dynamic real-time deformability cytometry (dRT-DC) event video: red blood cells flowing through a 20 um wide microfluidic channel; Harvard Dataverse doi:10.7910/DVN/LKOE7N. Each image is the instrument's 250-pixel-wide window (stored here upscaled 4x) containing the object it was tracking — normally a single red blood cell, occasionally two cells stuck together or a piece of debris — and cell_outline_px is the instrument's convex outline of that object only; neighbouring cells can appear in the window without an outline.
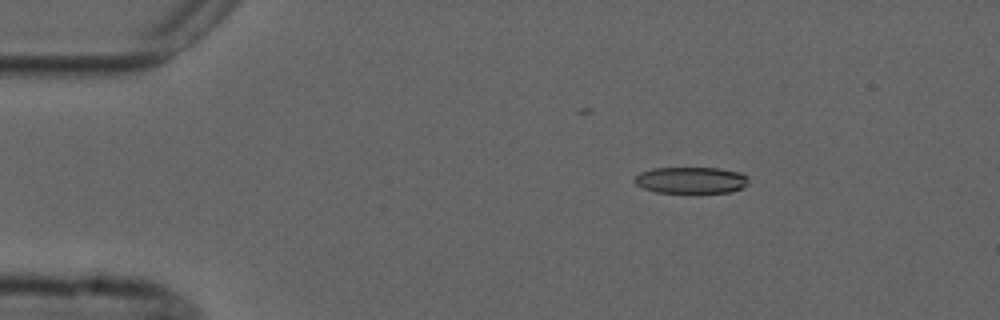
{"species": "common noctule bat (a hibernating species)", "species_latin": "Nyctalus noctula", "temperature_condition": "cold", "stored_images_in_passage": 4, "camera_frame_rate_fps": 3000, "um_per_image_px": 0.085, "animal": {"sex": "male", "forearm_length_mm": 52.5}, "frame": {"image": 1, "passage_image": 2, "time_ms": 1.0, "image_size_px": [1000, 320], "cell_outline_px": [[748, 184], [732, 192], [696, 196], [656, 192], [644, 188], [636, 184], [632, 180], [640, 172], [652, 168], [720, 168], [740, 172], [748, 176]], "centroid_in_image_um": [58.76, 15.37], "position_along_channel_um": 26.2, "area_um2": 18.67}}